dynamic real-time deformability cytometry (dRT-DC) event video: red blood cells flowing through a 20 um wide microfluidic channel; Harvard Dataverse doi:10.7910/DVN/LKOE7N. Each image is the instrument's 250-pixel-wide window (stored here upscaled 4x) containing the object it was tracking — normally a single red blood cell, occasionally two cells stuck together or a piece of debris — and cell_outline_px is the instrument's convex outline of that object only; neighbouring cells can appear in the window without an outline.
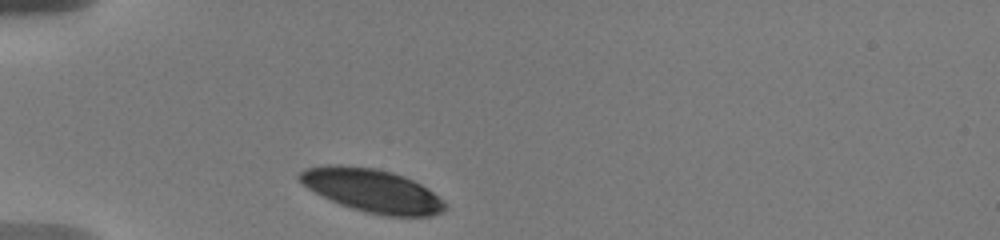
{"species": "human", "species_latin": "Homo sapiens", "temperature_condition": "warm", "stored_images_in_passage": 18, "camera_frame_rate_fps": 3000, "um_per_image_px": 0.085, "donor": {"sex": "male"}, "frame": {"image": 1, "passage_image": 1, "time_ms": 0.0, "image_size_px": [1000, 240], "cell_outline_px": [[448, 208], [444, 212], [432, 216], [384, 216], [364, 212], [340, 204], [308, 188], [296, 176], [304, 168], [328, 164], [336, 164], [376, 168], [392, 172], [404, 176], [420, 184], [432, 192], [448, 204]], "centroid_in_image_um": [31.66, 16.2], "position_along_channel_um": 53.3, "area_um2": 36.7}}
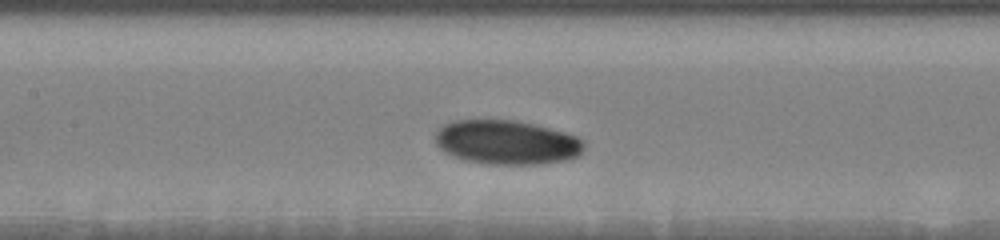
{"frame": {"image": 2, "passage_image": 11, "time_ms": 3.667, "image_size_px": [1000, 240], "cell_outline_px": [[584, 152], [580, 156], [568, 160], [540, 164], [484, 164], [464, 160], [452, 156], [444, 152], [436, 144], [436, 132], [444, 124], [452, 120], [516, 120], [536, 124], [564, 132], [576, 136], [584, 140]], "centroid_in_image_um": [43.1, 12.1], "position_along_channel_um": 164.3, "area_um2": 38.78}}
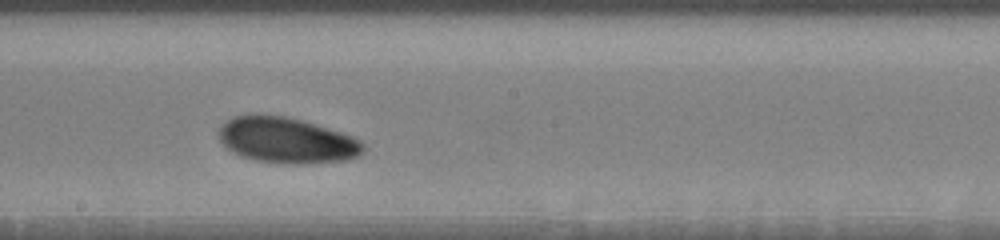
{"frame": {"image": 3, "passage_image": 16, "time_ms": 5.333, "image_size_px": [1000, 240], "cell_outline_px": [[364, 152], [360, 156], [348, 160], [304, 164], [276, 164], [256, 160], [240, 156], [232, 152], [220, 140], [216, 132], [232, 116], [252, 112], [284, 116], [300, 120], [340, 132], [352, 136], [360, 140], [364, 144]], "centroid_in_image_um": [24.34, 11.92], "position_along_channel_um": 223.9, "area_um2": 39.07}}